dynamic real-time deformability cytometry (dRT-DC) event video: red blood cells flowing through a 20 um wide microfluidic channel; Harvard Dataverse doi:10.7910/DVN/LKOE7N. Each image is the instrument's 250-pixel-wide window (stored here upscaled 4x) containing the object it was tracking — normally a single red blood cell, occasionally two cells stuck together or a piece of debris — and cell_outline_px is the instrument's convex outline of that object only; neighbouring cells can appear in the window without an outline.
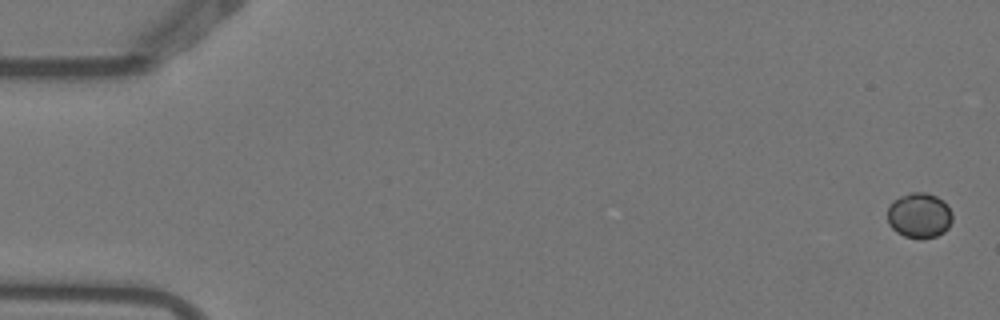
{"species": "Egyptian fruit bat (a non-hibernating species)", "species_latin": "Rousettus aegyptiacus", "temperature_condition": "warm", "stored_images_in_passage": 5, "camera_frame_rate_fps": 3000, "um_per_image_px": 0.085, "animal": {"sex": "female"}, "frame": {"image": 1, "passage_image": 1, "time_ms": 0.0, "image_size_px": [1000, 320], "cell_outline_px": [[952, 220], [948, 228], [944, 232], [936, 236], [920, 240], [904, 236], [896, 232], [888, 224], [888, 208], [892, 200], [908, 192], [924, 192], [936, 196], [944, 200], [948, 204], [952, 212]], "centroid_in_image_um": [78.14, 18.31], "position_along_channel_um": 6.9, "area_um2": 17.51}}
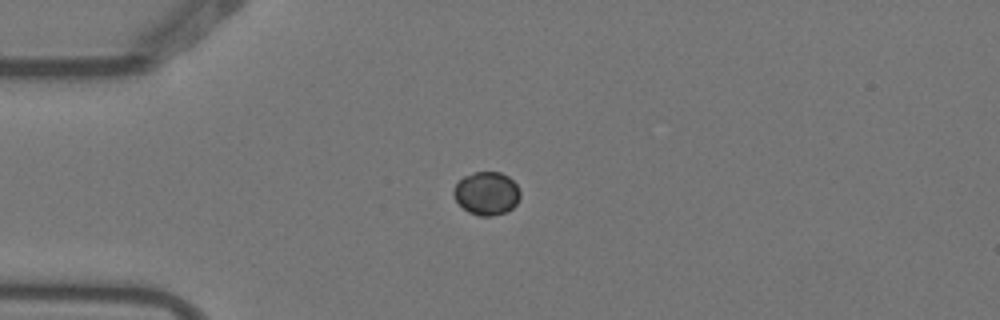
{"frame": {"image": 2, "passage_image": 4, "time_ms": 1.0, "image_size_px": [1000, 320], "cell_outline_px": [[520, 196], [516, 204], [512, 208], [504, 212], [488, 216], [480, 216], [468, 212], [456, 200], [452, 192], [456, 184], [464, 176], [472, 172], [500, 172], [508, 176], [516, 184], [520, 192]], "centroid_in_image_um": [41.36, 16.42], "position_along_channel_um": 43.6, "area_um2": 16.59}}